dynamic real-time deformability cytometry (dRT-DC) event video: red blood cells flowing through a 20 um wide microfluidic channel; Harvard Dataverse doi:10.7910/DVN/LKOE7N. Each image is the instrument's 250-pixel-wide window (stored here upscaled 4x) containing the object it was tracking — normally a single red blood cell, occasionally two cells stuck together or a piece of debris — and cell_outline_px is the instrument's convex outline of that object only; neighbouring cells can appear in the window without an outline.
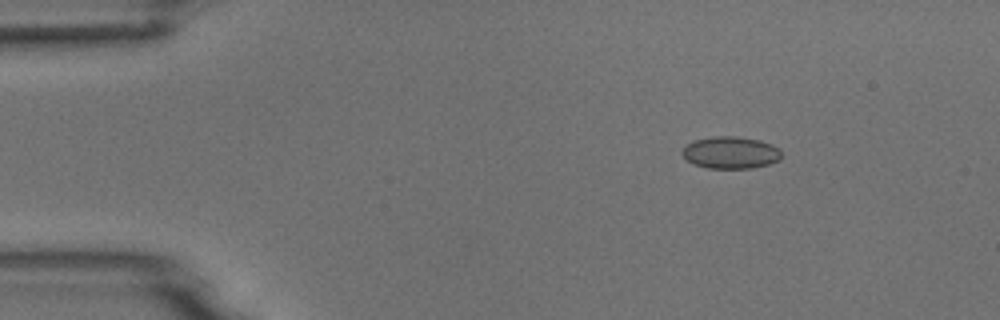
{"species": "common noctule bat (a hibernating species)", "species_latin": "Nyctalus noctula", "temperature_condition": "room temperature", "stored_images_in_passage": 6, "camera_frame_rate_fps": 3000, "um_per_image_px": 0.085, "animal": {"sex": "male", "body_mass_g": 18.8}, "frame": {"image": 1, "passage_image": 2, "time_ms": 1.333, "image_size_px": [1000, 320], "cell_outline_px": [[780, 156], [776, 160], [768, 164], [752, 168], [708, 168], [692, 164], [680, 152], [688, 144], [696, 140], [712, 136], [736, 136], [760, 140], [772, 144], [780, 148]], "centroid_in_image_um": [62.09, 12.96], "position_along_channel_um": 22.9, "area_um2": 18.44}}